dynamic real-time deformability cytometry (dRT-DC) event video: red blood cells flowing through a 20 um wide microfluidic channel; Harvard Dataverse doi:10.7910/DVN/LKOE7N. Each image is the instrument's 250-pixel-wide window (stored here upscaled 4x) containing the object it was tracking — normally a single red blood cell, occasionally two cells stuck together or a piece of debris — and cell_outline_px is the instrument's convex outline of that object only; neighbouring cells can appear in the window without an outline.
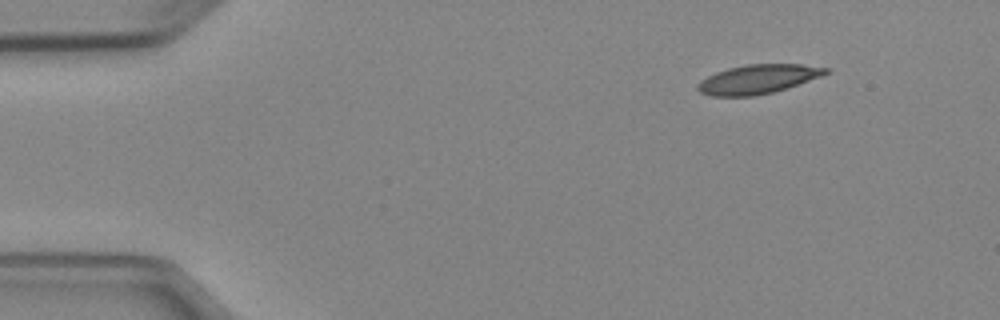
{"species": "Egyptian fruit bat (a non-hibernating species)", "species_latin": "Rousettus aegyptiacus", "temperature_condition": "cold", "stored_images_in_passage": 5, "camera_frame_rate_fps": 3000, "um_per_image_px": 0.085, "animal": {"sex": "female"}, "frame": {"image": 1, "passage_image": 1, "time_ms": 0.0, "image_size_px": [1000, 320], "cell_outline_px": [[832, 72], [788, 88], [756, 96], [712, 96], [700, 92], [696, 88], [696, 84], [700, 80], [716, 72], [728, 68], [748, 64], [804, 64], [832, 68]], "centroid_in_image_um": [64.46, 6.72], "position_along_channel_um": 20.5, "area_um2": 21.96}}
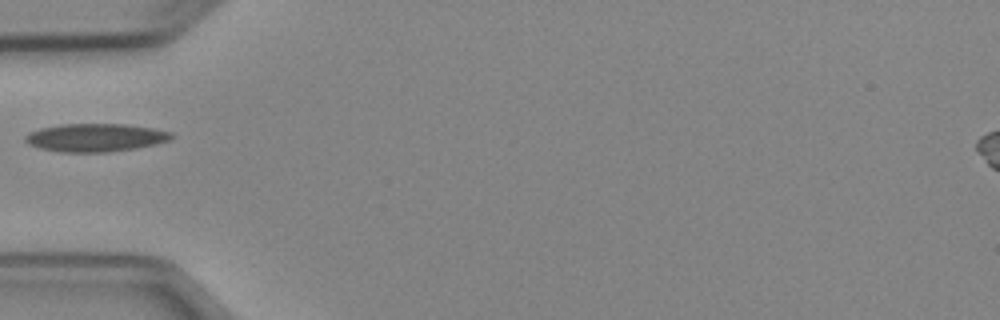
{"frame": {"image": 2, "passage_image": 4, "time_ms": 3.667, "image_size_px": [1000, 320], "cell_outline_px": [[172, 140], [156, 144], [136, 148], [108, 152], [60, 152], [40, 148], [28, 144], [24, 140], [24, 136], [40, 128], [60, 124], [124, 124], [152, 128], [172, 132]], "centroid_in_image_um": [8.12, 11.7], "position_along_channel_um": 76.9, "area_um2": 23.93}}